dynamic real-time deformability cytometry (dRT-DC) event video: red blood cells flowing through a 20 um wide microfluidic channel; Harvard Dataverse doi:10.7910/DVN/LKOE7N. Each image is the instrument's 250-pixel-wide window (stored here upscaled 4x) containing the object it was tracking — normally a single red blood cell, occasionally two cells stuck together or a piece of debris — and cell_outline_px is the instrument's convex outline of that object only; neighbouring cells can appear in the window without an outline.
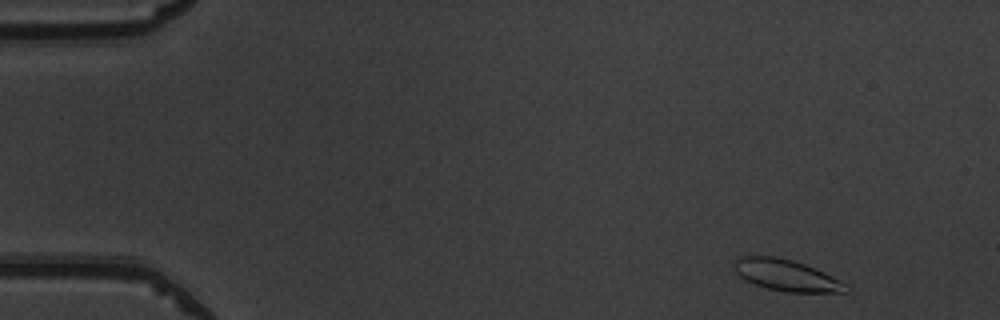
{"species": "common noctule bat (a hibernating species)", "species_latin": "Nyctalus noctula", "temperature_condition": "warm", "stored_images_in_passage": 49, "camera_frame_rate_fps": 3000, "um_per_image_px": 0.085, "animal": {"sex": "male", "body_mass_g": 19.5, "forearm_length_mm": 54.6}, "frame": {"image": 1, "passage_image": 2, "time_ms": 0.333, "image_size_px": [1000, 320], "cell_outline_px": [[852, 288], [848, 292], [788, 292], [768, 288], [756, 284], [740, 276], [732, 268], [732, 264], [740, 256], [772, 256], [792, 260], [804, 264], [824, 272], [840, 280]], "centroid_in_image_um": [66.86, 23.4], "position_along_channel_um": 18.1, "area_um2": 20.29}}
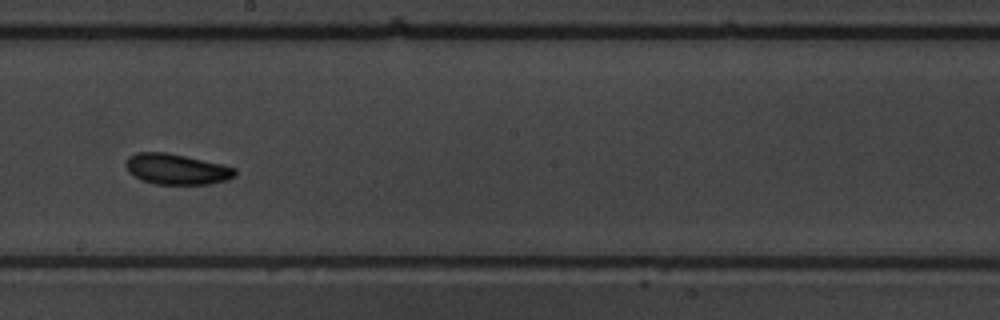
{"frame": {"image": 2, "passage_image": 27, "time_ms": 8.667, "image_size_px": [1000, 320], "cell_outline_px": [[236, 176], [228, 180], [208, 184], [156, 184], [140, 180], [128, 172], [124, 164], [128, 156], [136, 152], [164, 152], [224, 164], [236, 168]], "centroid_in_image_um": [15.0, 14.38], "position_along_channel_um": 233.2, "area_um2": 19.71}}
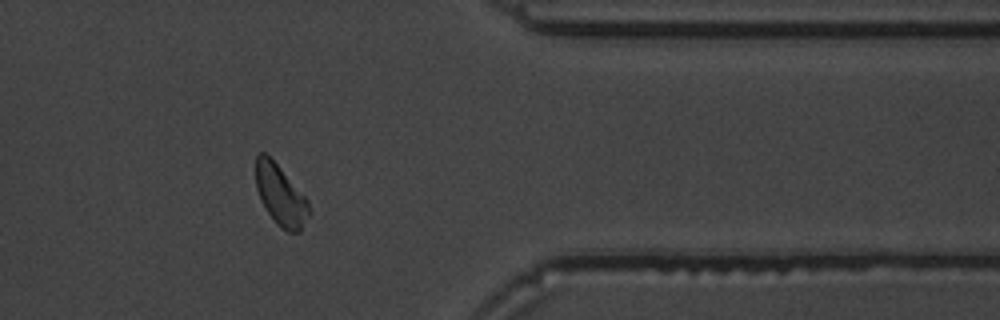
{"frame": {"image": 3, "passage_image": 40, "time_ms": 13.0, "image_size_px": [1000, 320], "cell_outline_px": [[312, 212], [300, 232], [288, 232], [280, 228], [276, 224], [260, 200], [256, 188], [256, 156], [260, 152], [264, 152], [280, 168], [308, 200]], "centroid_in_image_um": [23.87, 16.65], "position_along_channel_um": 387.5, "area_um2": 18.79}, "authors_computed_cell_mechanics": {"area_um2": 19.1318, "velocity_mm_per_s": 3.8957, "shape_relaxation_time_tau1_ms": 2.5441, "shape_relaxation_time_tau2_ms": 4.8215, "deformation_change_tau1": 0.115, "deformation_change_tau2": 0.0824}}